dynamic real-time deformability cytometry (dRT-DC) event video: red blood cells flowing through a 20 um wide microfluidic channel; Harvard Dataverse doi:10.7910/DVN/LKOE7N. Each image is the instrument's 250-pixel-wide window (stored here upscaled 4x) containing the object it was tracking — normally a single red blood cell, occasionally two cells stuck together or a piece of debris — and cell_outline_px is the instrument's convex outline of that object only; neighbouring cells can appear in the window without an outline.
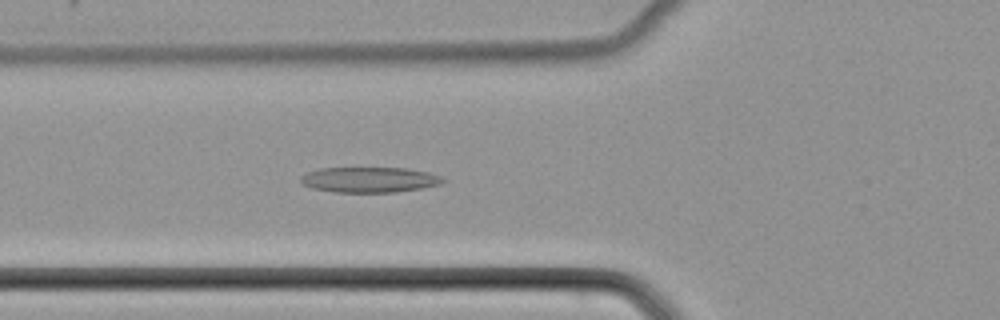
{"species": "common noctule bat (a hibernating species)", "species_latin": "Nyctalus noctula", "temperature_condition": "cold", "stored_images_in_passage": 51, "camera_frame_rate_fps": 3000, "um_per_image_px": 0.085, "animal": {"sex": "female", "body_mass_g": 22.7, "forearm_length_mm": 54.2}, "frame": {"image": 1, "passage_image": 19, "time_ms": 6.0, "image_size_px": [1000, 320], "cell_outline_px": [[448, 180], [440, 184], [420, 188], [396, 192], [336, 192], [312, 188], [304, 184], [300, 180], [300, 176], [308, 172], [320, 168], [404, 168], [428, 172], [440, 176]], "centroid_in_image_um": [31.41, 15.27], "position_along_channel_um": 94.4, "area_um2": 20.92}}
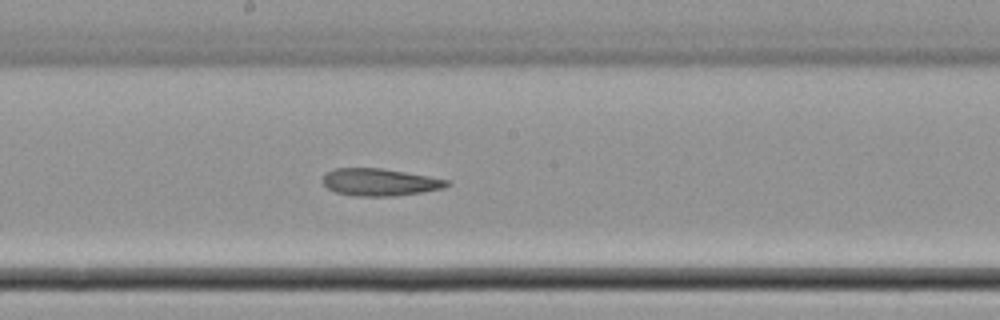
{"frame": {"image": 2, "passage_image": 28, "time_ms": 9.0, "image_size_px": [1000, 320], "cell_outline_px": [[452, 184], [444, 188], [396, 196], [352, 196], [336, 192], [328, 188], [320, 180], [324, 172], [336, 168], [380, 168], [428, 176], [448, 180]], "centroid_in_image_um": [32.23, 15.48], "position_along_channel_um": 216.0, "area_um2": 19.83}}
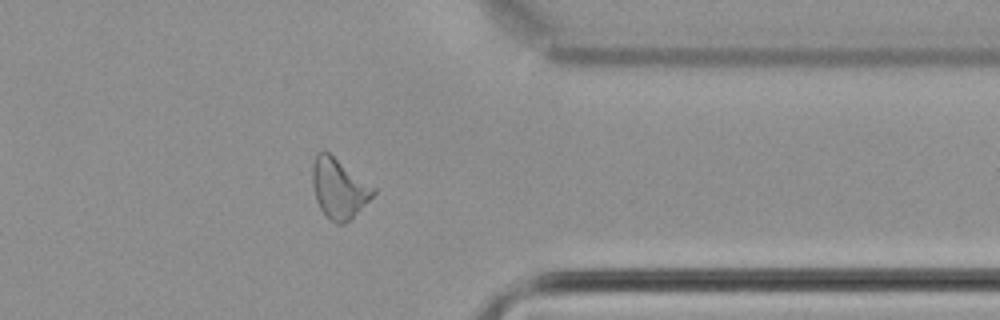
{"frame": {"image": 3, "passage_image": 41, "time_ms": 13.333, "image_size_px": [1000, 320], "cell_outline_px": [[376, 192], [344, 224], [336, 224], [320, 208], [316, 200], [312, 184], [312, 164], [316, 152], [328, 152], [376, 188]], "centroid_in_image_um": [28.78, 15.98], "position_along_channel_um": 382.6, "area_um2": 20.75}}